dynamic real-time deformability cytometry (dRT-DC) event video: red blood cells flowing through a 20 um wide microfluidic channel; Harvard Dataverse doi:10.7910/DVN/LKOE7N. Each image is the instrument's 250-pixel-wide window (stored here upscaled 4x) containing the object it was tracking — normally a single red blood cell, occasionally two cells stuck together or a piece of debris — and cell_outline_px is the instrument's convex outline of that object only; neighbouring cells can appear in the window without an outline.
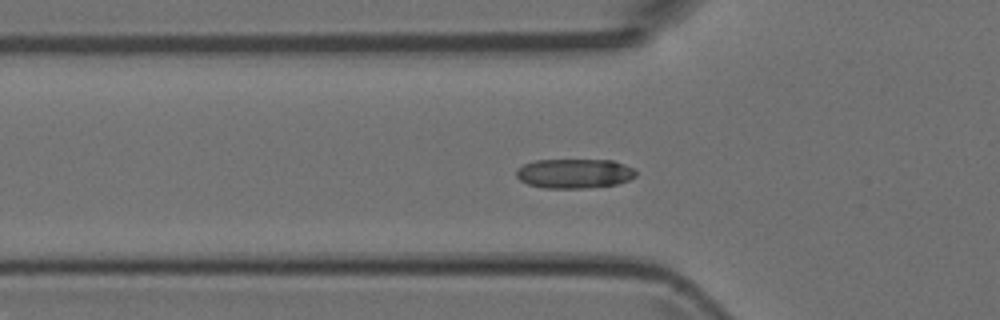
{"species": "Egyptian fruit bat (a non-hibernating species)", "species_latin": "Rousettus aegyptiacus", "temperature_condition": "room temperature", "stored_images_in_passage": 50, "camera_frame_rate_fps": 3000, "um_per_image_px": 0.085, "animal": {"sex": "female"}, "frame": {"image": 1, "passage_image": 16, "time_ms": 5.0, "image_size_px": [1000, 320], "cell_outline_px": [[636, 176], [628, 180], [616, 184], [584, 188], [544, 188], [528, 184], [520, 180], [516, 176], [516, 168], [524, 164], [536, 160], [612, 160], [624, 164], [632, 168], [636, 172]], "centroid_in_image_um": [48.79, 14.74], "position_along_channel_um": 77.0, "area_um2": 20.52}}
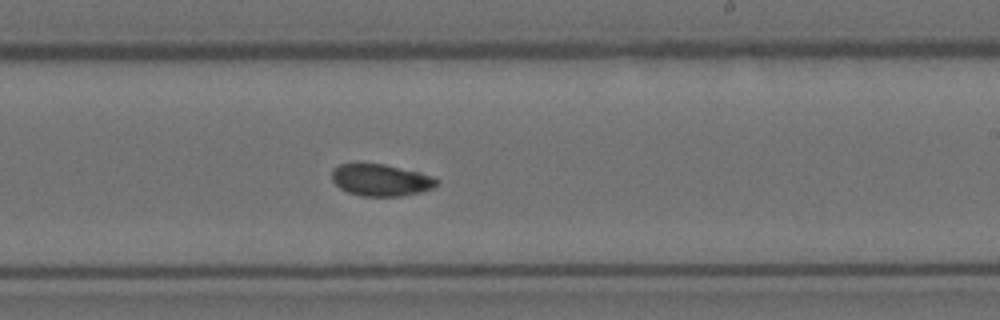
{"frame": {"image": 2, "passage_image": 29, "time_ms": 9.333, "image_size_px": [1000, 320], "cell_outline_px": [[440, 184], [432, 188], [420, 192], [400, 196], [360, 196], [348, 192], [340, 188], [332, 180], [332, 172], [340, 164], [384, 164], [420, 172], [432, 176], [440, 180]], "centroid_in_image_um": [32.42, 15.31], "position_along_channel_um": 256.6, "area_um2": 19.42}}
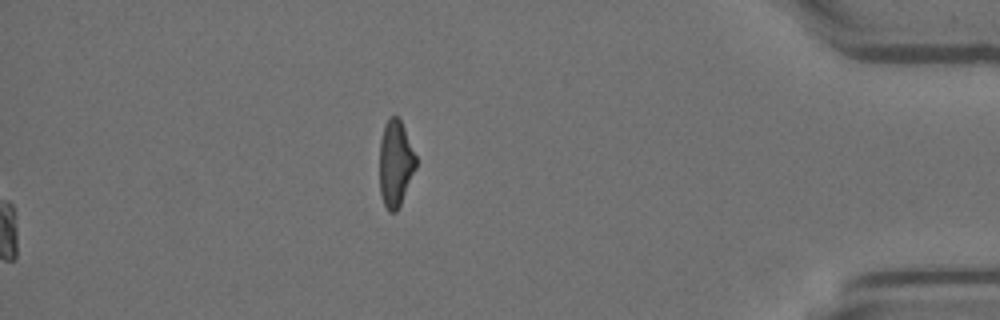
{"frame": {"image": 3, "passage_image": 50, "time_ms": 16.333, "image_size_px": [1000, 320], "cell_outline_px": [[416, 168], [400, 204], [396, 212], [388, 212], [384, 204], [380, 192], [380, 140], [384, 124], [392, 116], [396, 116], [400, 120], [404, 128], [416, 156]], "centroid_in_image_um": [33.6, 13.9], "position_along_channel_um": 401.6, "area_um2": 18.09}}